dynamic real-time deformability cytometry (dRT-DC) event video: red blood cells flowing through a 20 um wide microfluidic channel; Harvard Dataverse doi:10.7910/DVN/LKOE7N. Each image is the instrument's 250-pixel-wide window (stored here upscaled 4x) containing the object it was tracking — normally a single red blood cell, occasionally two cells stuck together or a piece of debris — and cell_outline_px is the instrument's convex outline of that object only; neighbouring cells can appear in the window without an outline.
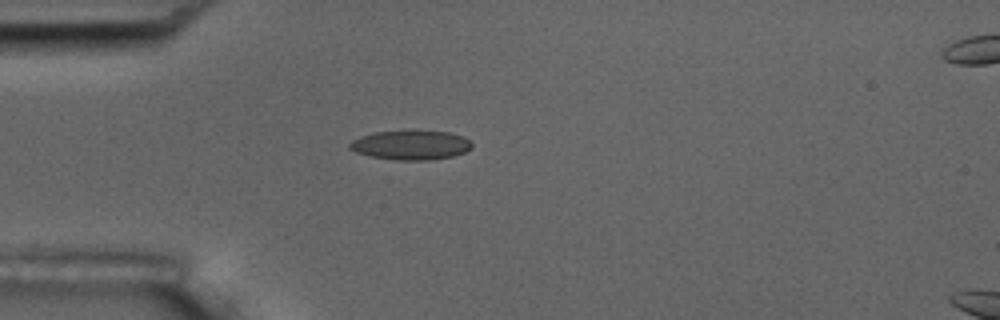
{"species": "common noctule bat (a hibernating species)", "species_latin": "Nyctalus noctula", "temperature_condition": "room temperature", "stored_images_in_passage": 3, "camera_frame_rate_fps": 3000, "um_per_image_px": 0.085, "animal": {"sex": "male", "body_mass_g": 17.5, "forearm_length_mm": 52.3}, "frame": {"image": 1, "passage_image": 1, "time_ms": 0.0, "image_size_px": [1000, 320], "cell_outline_px": [[472, 148], [464, 152], [452, 156], [432, 160], [396, 160], [368, 156], [356, 152], [348, 148], [348, 144], [352, 140], [360, 136], [372, 132], [448, 132], [464, 136], [472, 144]], "centroid_in_image_um": [34.89, 12.35], "position_along_channel_um": 50.1, "area_um2": 20.69}}